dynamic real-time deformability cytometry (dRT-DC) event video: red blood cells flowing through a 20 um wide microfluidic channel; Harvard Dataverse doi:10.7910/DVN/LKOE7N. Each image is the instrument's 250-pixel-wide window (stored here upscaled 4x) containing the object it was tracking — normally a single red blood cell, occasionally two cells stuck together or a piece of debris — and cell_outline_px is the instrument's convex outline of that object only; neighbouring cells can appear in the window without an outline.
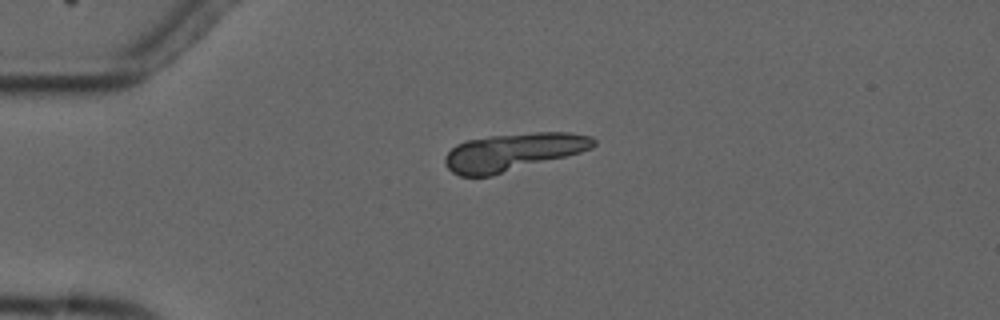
{"species": "common noctule bat (a hibernating species)", "species_latin": "Nyctalus noctula", "temperature_condition": "cold", "stored_images_in_passage": 1, "camera_frame_rate_fps": 3000, "um_per_image_px": 0.085, "animal": {"sex": "male", "forearm_length_mm": 52.5}, "frame": {"image": 1, "passage_image": 1, "time_ms": 0.0, "image_size_px": [1000, 320], "cell_outline_px": [[596, 144], [592, 148], [580, 152], [492, 176], [460, 176], [452, 172], [444, 164], [444, 156], [456, 144], [464, 140], [488, 136], [536, 132], [568, 132], [592, 136], [596, 140]], "centroid_in_image_um": [43.58, 12.91], "position_along_channel_um": 41.4, "area_um2": 32.6}}